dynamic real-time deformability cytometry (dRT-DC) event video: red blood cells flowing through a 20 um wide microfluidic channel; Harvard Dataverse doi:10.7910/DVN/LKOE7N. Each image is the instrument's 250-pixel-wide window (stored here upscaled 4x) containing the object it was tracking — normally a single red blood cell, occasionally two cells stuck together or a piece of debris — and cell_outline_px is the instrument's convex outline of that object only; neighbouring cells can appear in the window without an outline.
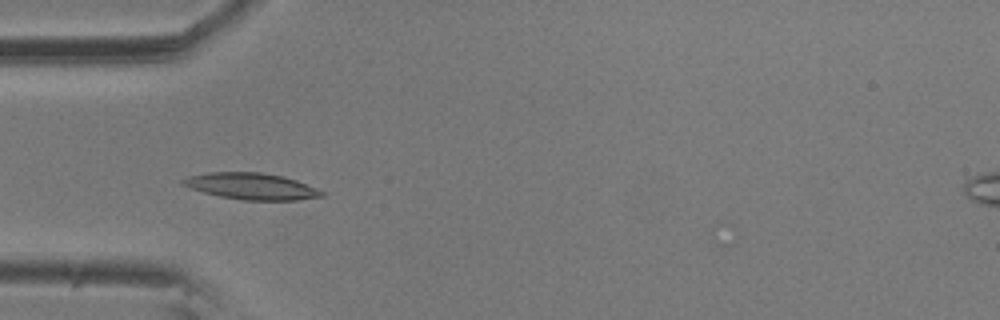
{"species": "common noctule bat (a hibernating species)", "species_latin": "Nyctalus noctula", "temperature_condition": "room temperature", "stored_images_in_passage": 54, "camera_frame_rate_fps": 3000, "um_per_image_px": 0.085, "animal": {"sex": "male", "body_mass_g": 20.5, "forearm_length_mm": 52.5}, "frame": {"image": 1, "passage_image": 18, "time_ms": 5.667, "image_size_px": [1000, 320], "cell_outline_px": [[324, 196], [296, 200], [244, 200], [220, 196], [204, 192], [180, 184], [180, 180], [188, 176], [208, 172], [260, 172], [284, 176], [296, 180], [324, 192]], "centroid_in_image_um": [21.34, 15.82], "position_along_channel_um": 63.7, "area_um2": 21.27}}
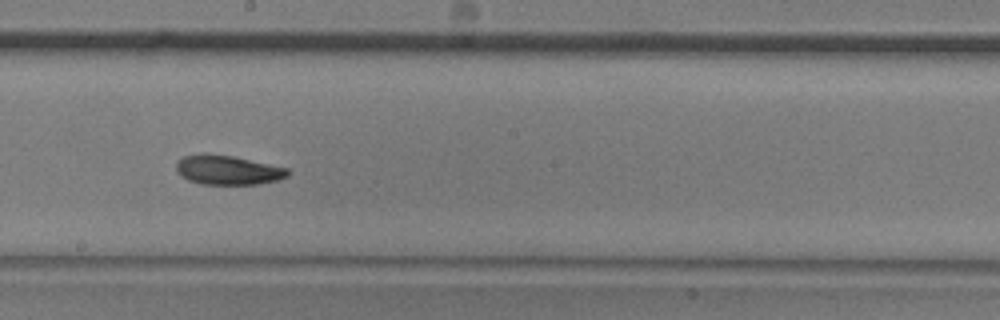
{"frame": {"image": 2, "passage_image": 32, "time_ms": 10.333, "image_size_px": [1000, 320], "cell_outline_px": [[288, 176], [276, 180], [260, 184], [200, 184], [188, 180], [180, 176], [176, 172], [176, 164], [184, 156], [204, 152], [232, 156], [288, 168]], "centroid_in_image_um": [19.31, 14.45], "position_along_channel_um": 228.9, "area_um2": 19.13}}
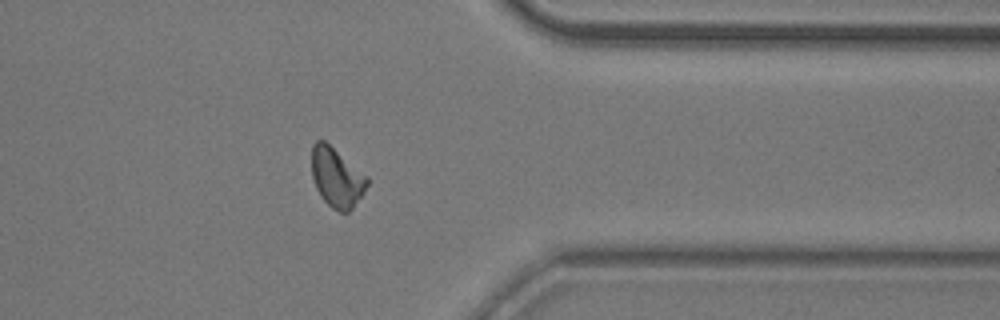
{"frame": {"image": 3, "passage_image": 46, "time_ms": 15.0, "image_size_px": [1000, 320], "cell_outline_px": [[368, 184], [364, 192], [352, 208], [348, 212], [340, 212], [332, 208], [320, 196], [316, 188], [312, 176], [312, 144], [316, 140], [324, 140], [368, 176]], "centroid_in_image_um": [28.61, 15.08], "position_along_channel_um": 382.8, "area_um2": 19.13}, "authors_computed_cell_mechanics": {"area_um2": 19.3052, "velocity_mm_per_s": 3.537, "shape_relaxation_time_tau1_ms": 7.4854, "shape_relaxation_time_tau2_ms": 5.5246, "deformation_change_tau1": 0.1877, "deformation_change_tau2": 0.1222}}